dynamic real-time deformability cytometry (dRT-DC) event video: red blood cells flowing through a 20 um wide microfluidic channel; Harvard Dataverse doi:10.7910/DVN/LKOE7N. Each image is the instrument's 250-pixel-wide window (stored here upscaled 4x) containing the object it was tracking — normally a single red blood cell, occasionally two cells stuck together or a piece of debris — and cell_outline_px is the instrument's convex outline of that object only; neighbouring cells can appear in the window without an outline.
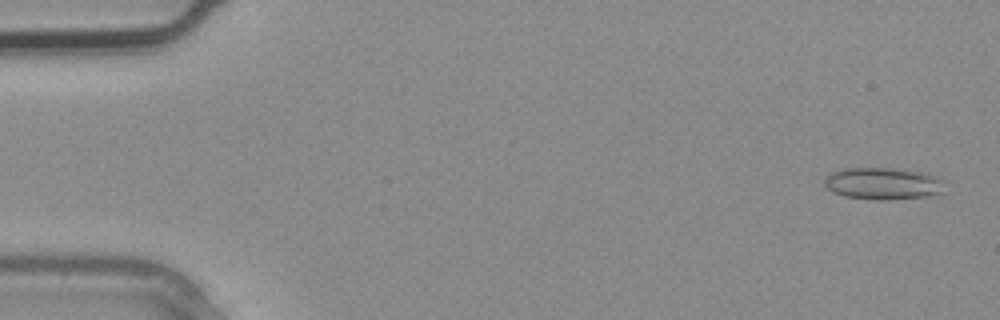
{"species": "common noctule bat (a hibernating species)", "species_latin": "Nyctalus noctula", "temperature_condition": "warm", "stored_images_in_passage": 4, "camera_frame_rate_fps": 3000, "um_per_image_px": 0.085, "animal": {"sex": "male", "body_mass_g": 20.4}, "frame": {"image": 1, "passage_image": 1, "time_ms": 0.0, "image_size_px": [1000, 320], "cell_outline_px": [[944, 192], [932, 196], [888, 200], [876, 200], [844, 196], [832, 192], [824, 184], [824, 180], [832, 172], [844, 168], [892, 168], [924, 172], [936, 176], [940, 180]], "centroid_in_image_um": [75.06, 15.61], "position_along_channel_um": 9.9, "area_um2": 22.48}}
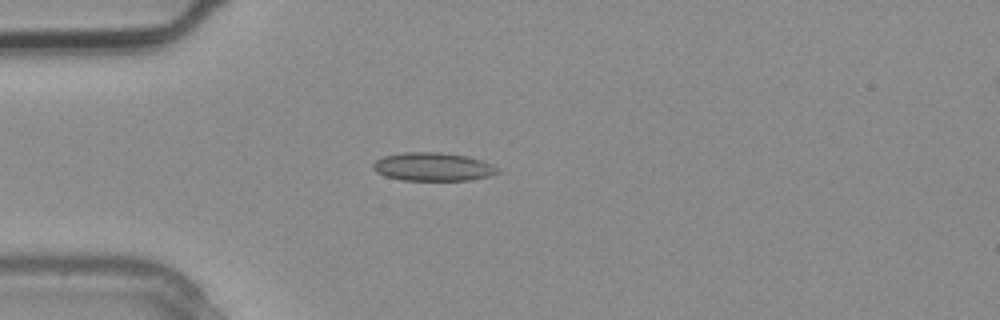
{"frame": {"image": 2, "passage_image": 3, "time_ms": 0.667, "image_size_px": [1000, 320], "cell_outline_px": [[500, 172], [488, 176], [468, 180], [404, 180], [384, 176], [376, 172], [372, 168], [372, 164], [376, 160], [384, 156], [404, 152], [440, 152], [468, 156], [492, 164], [500, 168]], "centroid_in_image_um": [36.8, 14.17], "position_along_channel_um": 48.2, "area_um2": 20.63}}